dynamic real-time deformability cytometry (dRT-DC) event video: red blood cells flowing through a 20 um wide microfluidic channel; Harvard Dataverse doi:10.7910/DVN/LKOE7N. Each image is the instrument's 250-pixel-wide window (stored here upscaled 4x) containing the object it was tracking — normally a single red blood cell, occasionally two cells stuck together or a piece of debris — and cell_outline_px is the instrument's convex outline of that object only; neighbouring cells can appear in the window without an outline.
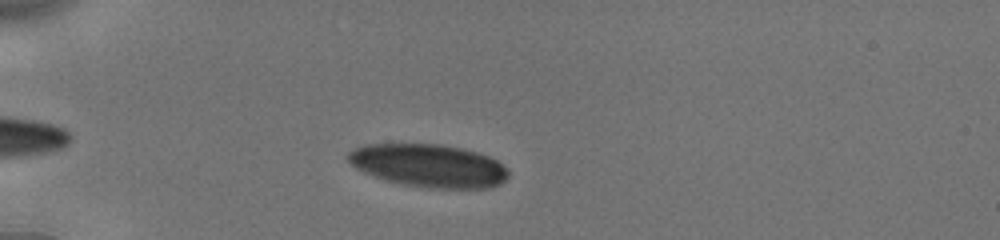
{"species": "human", "species_latin": "Homo sapiens", "temperature_condition": "cold", "stored_images_in_passage": 40, "camera_frame_rate_fps": 3000, "um_per_image_px": 0.085, "donor": {"sex": "male"}, "frame": {"image": 1, "passage_image": 9, "time_ms": 2.667, "image_size_px": [1000, 240], "cell_outline_px": [[508, 176], [500, 184], [488, 188], [428, 188], [400, 184], [364, 172], [356, 168], [344, 156], [352, 148], [364, 144], [440, 144], [460, 148], [476, 152], [488, 156], [496, 160], [508, 172]], "centroid_in_image_um": [36.39, 14.07], "position_along_channel_um": 48.6, "area_um2": 40.0}}
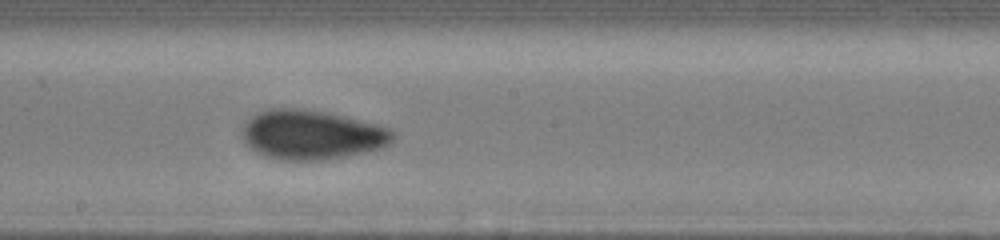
{"frame": {"image": 2, "passage_image": 25, "time_ms": 8.0, "image_size_px": [1000, 240], "cell_outline_px": [[396, 136], [388, 144], [380, 148], [364, 152], [324, 160], [280, 160], [264, 156], [256, 152], [244, 144], [240, 136], [244, 124], [256, 112], [264, 108], [304, 108], [328, 112], [392, 128], [396, 132]], "centroid_in_image_um": [26.45, 11.44], "position_along_channel_um": 221.7, "area_um2": 43.99}}
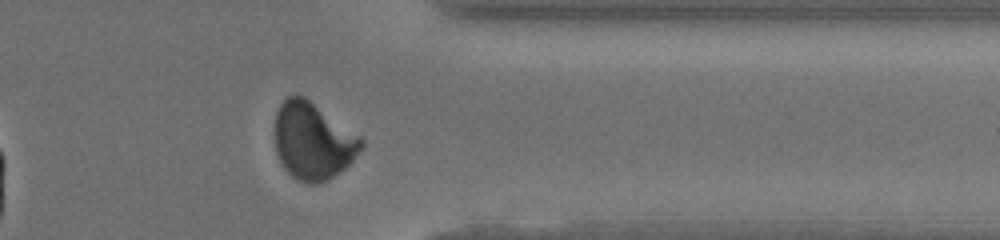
{"frame": {"image": 3, "passage_image": 38, "time_ms": 12.333, "image_size_px": [1000, 240], "cell_outline_px": [[364, 144], [352, 160], [344, 168], [328, 180], [320, 184], [308, 184], [296, 180], [284, 168], [276, 152], [276, 112], [280, 104], [288, 96], [296, 92], [304, 96], [360, 136], [364, 140]], "centroid_in_image_um": [26.59, 11.98], "position_along_channel_um": 384.8, "area_um2": 38.67}, "authors_computed_cell_mechanics": {"area_um2": 41.6738, "velocity_mm_per_s": 3.8527, "shape_relaxation_time_tau1_ms": 3.5054, "shape_relaxation_time_tau2_ms": 0.9581, "deformation_change_tau1": 0.1342, "deformation_change_tau2": 0.042}}